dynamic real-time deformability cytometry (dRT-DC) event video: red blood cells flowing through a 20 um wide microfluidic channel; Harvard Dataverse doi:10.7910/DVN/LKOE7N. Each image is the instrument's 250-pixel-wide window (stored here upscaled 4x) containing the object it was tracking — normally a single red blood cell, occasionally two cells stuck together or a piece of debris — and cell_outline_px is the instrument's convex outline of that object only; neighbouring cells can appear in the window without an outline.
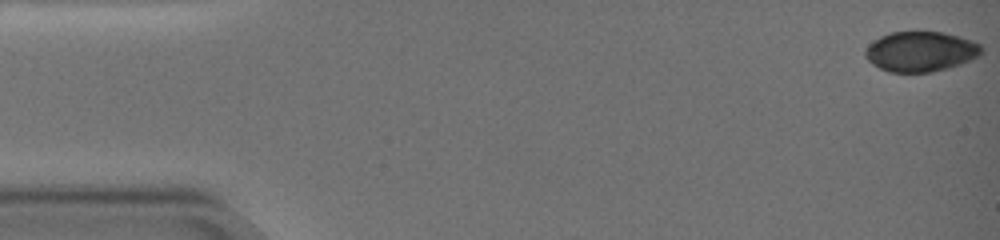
{"species": "common noctule bat (a hibernating species)", "species_latin": "Nyctalus noctula", "temperature_condition": "warm", "stored_images_in_passage": 59, "camera_frame_rate_fps": 3000, "um_per_image_px": 0.085, "animal": {"sex": "female", "body_mass_g": 19.0, "forearm_length_mm": 51.5}, "frame": {"image": 1, "passage_image": 1, "time_ms": 0.0, "image_size_px": [1000, 240], "cell_outline_px": [[980, 52], [976, 56], [968, 60], [932, 72], [888, 72], [872, 64], [868, 60], [868, 48], [876, 40], [892, 32], [940, 32], [956, 36], [980, 44]], "centroid_in_image_um": [78.23, 4.39], "position_along_channel_um": 6.8, "area_um2": 25.95}}
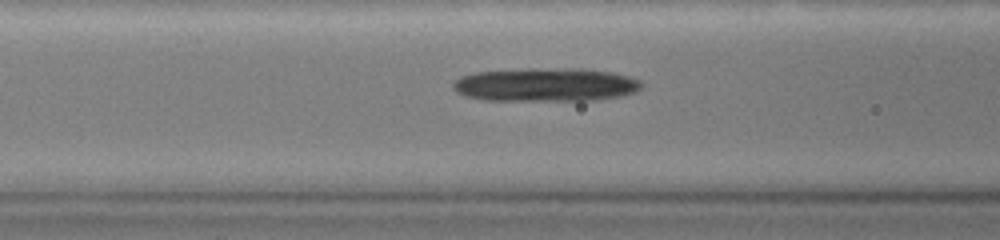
{"frame": {"image": 2, "passage_image": 27, "time_ms": 8.667, "image_size_px": [1000, 240], "cell_outline_px": [[640, 88], [632, 92], [616, 96], [596, 100], [484, 100], [468, 96], [460, 92], [456, 88], [456, 80], [464, 76], [476, 72], [608, 72], [624, 76], [636, 80], [640, 84]], "centroid_in_image_um": [46.35, 7.29], "position_along_channel_um": 120.3, "area_um2": 33.23}}
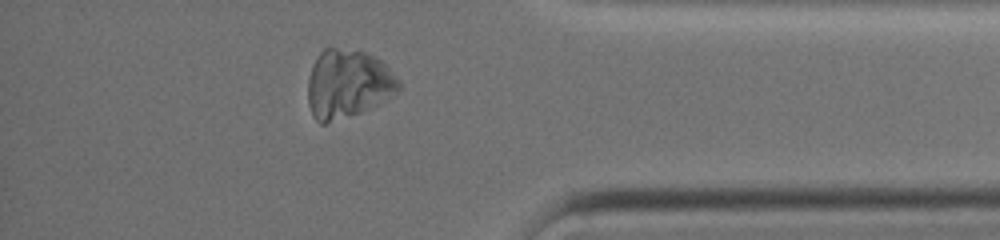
{"frame": {"image": 3, "passage_image": 57, "time_ms": 18.667, "image_size_px": [1000, 240], "cell_outline_px": [[400, 88], [372, 108], [324, 124], [320, 124], [312, 116], [308, 104], [308, 76], [312, 64], [316, 56], [324, 48], [336, 48], [364, 52], [376, 56], [400, 80]], "centroid_in_image_um": [29.52, 7.13], "position_along_channel_um": 405.7, "area_um2": 36.24}}